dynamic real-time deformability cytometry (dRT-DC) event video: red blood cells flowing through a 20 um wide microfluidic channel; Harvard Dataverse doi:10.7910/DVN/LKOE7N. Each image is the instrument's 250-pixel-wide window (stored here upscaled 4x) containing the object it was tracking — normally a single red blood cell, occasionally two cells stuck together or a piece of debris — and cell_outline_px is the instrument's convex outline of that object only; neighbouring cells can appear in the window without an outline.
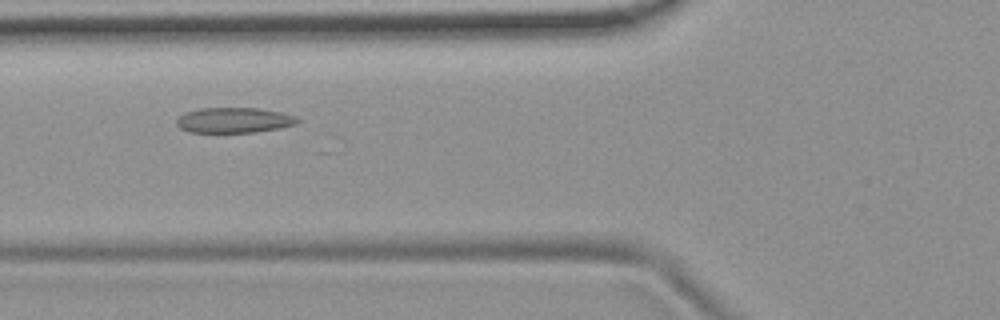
{"species": "common noctule bat (a hibernating species)", "species_latin": "Nyctalus noctula", "temperature_condition": "room temperature", "stored_images_in_passage": 55, "camera_frame_rate_fps": 3000, "um_per_image_px": 0.085, "animal": {"sex": "female", "body_mass_g": 19.9}, "frame": {"image": 1, "passage_image": 21, "time_ms": 6.667, "image_size_px": [1000, 320], "cell_outline_px": [[300, 120], [296, 124], [280, 128], [256, 132], [188, 132], [180, 128], [176, 124], [176, 120], [184, 112], [200, 108], [260, 108], [280, 112], [296, 116]], "centroid_in_image_um": [19.89, 10.21], "position_along_channel_um": 105.9, "area_um2": 17.92}}
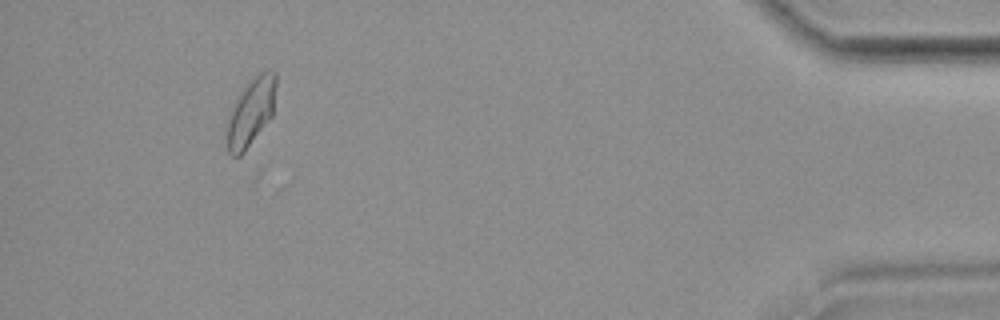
{"frame": {"image": 2, "passage_image": 51, "time_ms": 16.667, "image_size_px": [1000, 320], "cell_outline_px": [[276, 84], [272, 116], [244, 152], [240, 156], [232, 156], [228, 152], [228, 120], [232, 108], [236, 100], [244, 88], [260, 72], [268, 68], [272, 68], [276, 72]], "centroid_in_image_um": [21.37, 9.49], "position_along_channel_um": 413.8, "area_um2": 18.9}}